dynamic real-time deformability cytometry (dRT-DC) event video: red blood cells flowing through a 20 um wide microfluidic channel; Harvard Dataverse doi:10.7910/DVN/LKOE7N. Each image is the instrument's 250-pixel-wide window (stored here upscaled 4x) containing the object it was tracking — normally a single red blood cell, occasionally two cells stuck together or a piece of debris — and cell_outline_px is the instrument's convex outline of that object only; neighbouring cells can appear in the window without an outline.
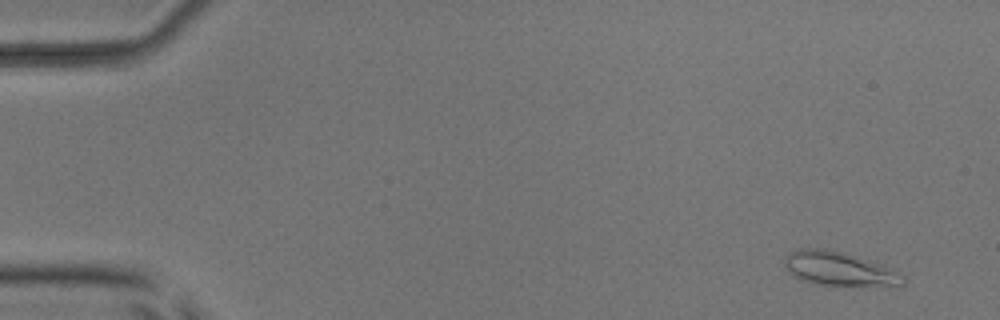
{"species": "common noctule bat (a hibernating species)", "species_latin": "Nyctalus noctula", "temperature_condition": "room temperature", "stored_images_in_passage": 4, "camera_frame_rate_fps": 3000, "um_per_image_px": 0.085, "animal": {"sex": "male", "body_mass_g": 17.9, "forearm_length_mm": 54.2}, "frame": {"image": 1, "passage_image": 1, "time_ms": 0.0, "image_size_px": [1000, 320], "cell_outline_px": [[904, 284], [900, 288], [816, 284], [804, 280], [788, 272], [784, 264], [788, 252], [800, 248], [824, 248], [844, 252], [880, 264], [904, 276]], "centroid_in_image_um": [71.38, 22.87], "position_along_channel_um": 13.6, "area_um2": 23.76}}